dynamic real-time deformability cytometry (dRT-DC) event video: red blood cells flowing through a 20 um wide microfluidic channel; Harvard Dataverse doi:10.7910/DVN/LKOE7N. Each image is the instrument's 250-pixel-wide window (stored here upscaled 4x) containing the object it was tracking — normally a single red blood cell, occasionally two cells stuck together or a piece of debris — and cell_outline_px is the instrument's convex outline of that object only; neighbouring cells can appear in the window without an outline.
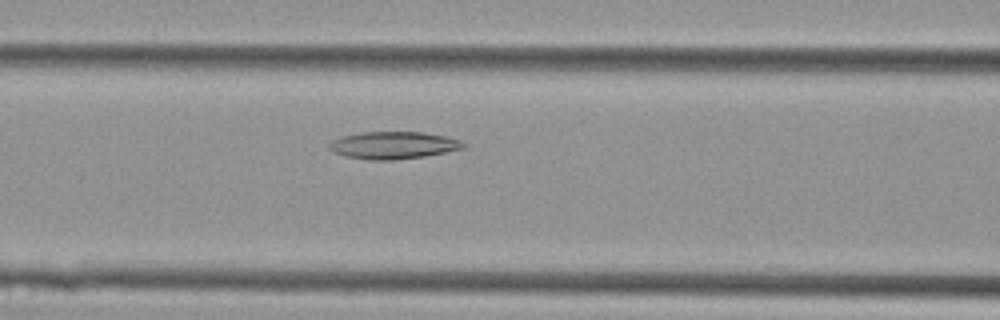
{"species": "Egyptian fruit bat (a non-hibernating species)", "species_latin": "Rousettus aegyptiacus", "temperature_condition": "cold", "stored_images_in_passage": 29, "camera_frame_rate_fps": 3000, "um_per_image_px": 0.085, "animal": {"sex": "female"}, "frame": {"image": 1, "passage_image": 9, "time_ms": 2.667, "image_size_px": [1000, 320], "cell_outline_px": [[468, 144], [464, 148], [424, 156], [392, 160], [368, 160], [344, 156], [328, 148], [328, 144], [332, 140], [340, 136], [364, 132], [420, 132], [448, 136], [460, 140]], "centroid_in_image_um": [33.43, 12.34], "position_along_channel_um": 133.2, "area_um2": 21.39}}
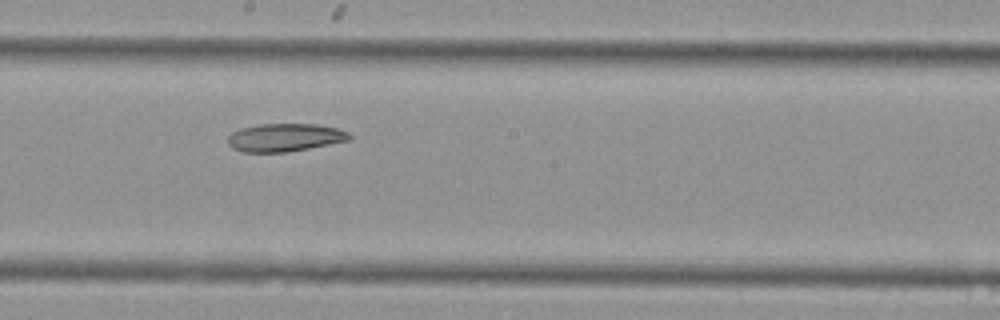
{"frame": {"image": 2, "passage_image": 15, "time_ms": 4.667, "image_size_px": [1000, 320], "cell_outline_px": [[352, 140], [308, 148], [284, 152], [244, 152], [232, 148], [228, 144], [228, 136], [232, 132], [240, 128], [260, 124], [316, 124], [336, 128], [348, 132], [352, 136]], "centroid_in_image_um": [24.21, 11.68], "position_along_channel_um": 224.0, "area_um2": 19.83}}
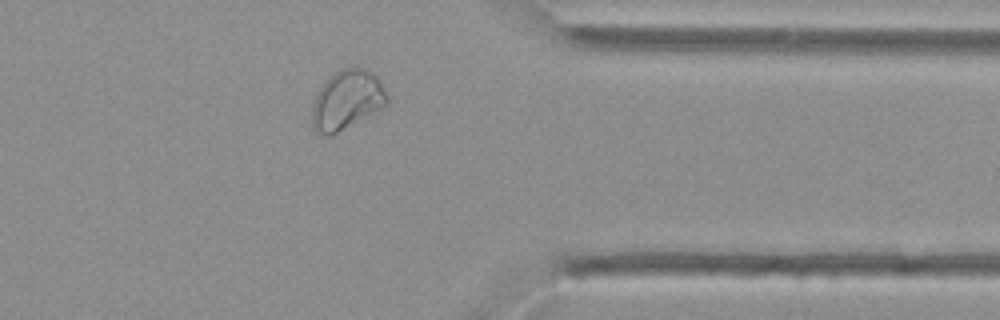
{"frame": {"image": 3, "passage_image": 26, "time_ms": 8.333, "image_size_px": [1000, 320], "cell_outline_px": [[388, 104], [336, 132], [328, 136], [316, 132], [312, 124], [312, 104], [316, 92], [324, 80], [328, 76], [340, 68], [364, 68], [372, 72], [380, 80], [388, 96]], "centroid_in_image_um": [29.45, 8.45], "position_along_channel_um": 381.9, "area_um2": 25.78}}